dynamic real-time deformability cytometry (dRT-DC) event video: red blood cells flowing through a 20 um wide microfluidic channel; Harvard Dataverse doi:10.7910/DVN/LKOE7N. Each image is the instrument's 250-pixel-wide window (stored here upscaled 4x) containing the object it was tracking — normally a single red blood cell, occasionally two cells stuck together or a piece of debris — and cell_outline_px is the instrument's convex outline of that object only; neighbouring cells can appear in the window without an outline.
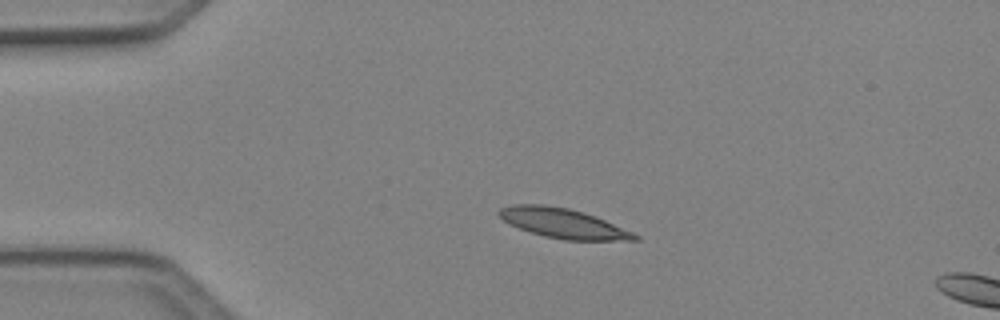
{"species": "Egyptian fruit bat (a non-hibernating species)", "species_latin": "Rousettus aegyptiacus", "temperature_condition": "cold", "stored_images_in_passage": 2, "camera_frame_rate_fps": 3000, "um_per_image_px": 0.085, "animal": {"sex": "female"}, "frame": {"image": 1, "passage_image": 1, "time_ms": 0.0, "image_size_px": [1000, 320], "cell_outline_px": [[640, 240], [564, 240], [544, 236], [508, 224], [496, 212], [500, 208], [512, 204], [544, 204], [568, 208], [584, 212], [596, 216], [632, 232], [640, 236]], "centroid_in_image_um": [47.85, 18.97], "position_along_channel_um": 37.2, "area_um2": 23.47}}